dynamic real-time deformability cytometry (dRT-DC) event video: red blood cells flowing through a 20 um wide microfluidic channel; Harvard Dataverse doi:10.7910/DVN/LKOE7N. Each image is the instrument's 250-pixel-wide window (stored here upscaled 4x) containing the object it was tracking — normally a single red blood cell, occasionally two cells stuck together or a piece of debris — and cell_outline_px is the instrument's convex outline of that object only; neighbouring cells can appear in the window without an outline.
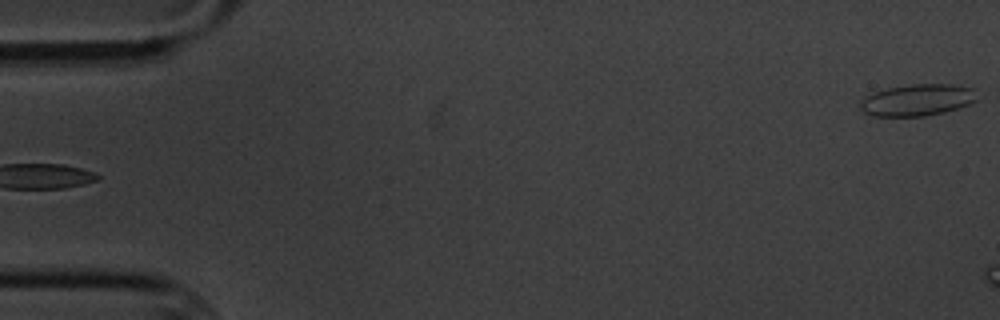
{"species": "common noctule bat (a hibernating species)", "species_latin": "Nyctalus noctula", "temperature_condition": "cold", "stored_images_in_passage": 5, "camera_frame_rate_fps": 3000, "um_per_image_px": 0.085, "animal": {"sex": "male", "body_mass_g": 20.1, "forearm_length_mm": 53.5}, "frame": {"image": 1, "passage_image": 5, "time_ms": 5.333, "image_size_px": [1000, 320], "cell_outline_px": [[976, 100], [968, 104], [944, 112], [924, 116], [872, 116], [864, 112], [860, 108], [860, 100], [876, 92], [888, 88], [912, 84], [952, 84], [976, 88]], "centroid_in_image_um": [77.99, 8.5], "position_along_channel_um": 7.0, "area_um2": 21.44}}